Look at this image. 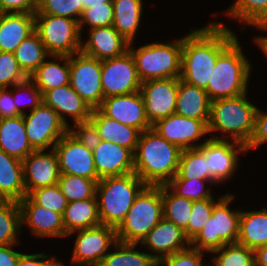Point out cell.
<instances>
[{
  "mask_svg": "<svg viewBox=\"0 0 267 266\" xmlns=\"http://www.w3.org/2000/svg\"><path fill=\"white\" fill-rule=\"evenodd\" d=\"M23 120L29 144L34 150L54 149L55 144L68 132V127L56 111L43 102L29 114L25 113Z\"/></svg>",
  "mask_w": 267,
  "mask_h": 266,
  "instance_id": "cell-12",
  "label": "cell"
},
{
  "mask_svg": "<svg viewBox=\"0 0 267 266\" xmlns=\"http://www.w3.org/2000/svg\"><path fill=\"white\" fill-rule=\"evenodd\" d=\"M235 196L227 193L218 198L212 215L197 236L190 242V246L211 254L213 250L222 248L225 244L237 243L241 209L231 210Z\"/></svg>",
  "mask_w": 267,
  "mask_h": 266,
  "instance_id": "cell-8",
  "label": "cell"
},
{
  "mask_svg": "<svg viewBox=\"0 0 267 266\" xmlns=\"http://www.w3.org/2000/svg\"><path fill=\"white\" fill-rule=\"evenodd\" d=\"M92 153L99 179L134 172V154L125 147L101 141Z\"/></svg>",
  "mask_w": 267,
  "mask_h": 266,
  "instance_id": "cell-23",
  "label": "cell"
},
{
  "mask_svg": "<svg viewBox=\"0 0 267 266\" xmlns=\"http://www.w3.org/2000/svg\"><path fill=\"white\" fill-rule=\"evenodd\" d=\"M88 34L89 39L81 41V51L100 61L118 57L128 51L129 42L112 25L92 28Z\"/></svg>",
  "mask_w": 267,
  "mask_h": 266,
  "instance_id": "cell-24",
  "label": "cell"
},
{
  "mask_svg": "<svg viewBox=\"0 0 267 266\" xmlns=\"http://www.w3.org/2000/svg\"><path fill=\"white\" fill-rule=\"evenodd\" d=\"M90 121L97 128L101 141L113 142L134 154L141 134L139 129L105 116L98 108L93 109Z\"/></svg>",
  "mask_w": 267,
  "mask_h": 266,
  "instance_id": "cell-27",
  "label": "cell"
},
{
  "mask_svg": "<svg viewBox=\"0 0 267 266\" xmlns=\"http://www.w3.org/2000/svg\"><path fill=\"white\" fill-rule=\"evenodd\" d=\"M255 266H267V245L254 250Z\"/></svg>",
  "mask_w": 267,
  "mask_h": 266,
  "instance_id": "cell-57",
  "label": "cell"
},
{
  "mask_svg": "<svg viewBox=\"0 0 267 266\" xmlns=\"http://www.w3.org/2000/svg\"><path fill=\"white\" fill-rule=\"evenodd\" d=\"M17 266H41V253H21Z\"/></svg>",
  "mask_w": 267,
  "mask_h": 266,
  "instance_id": "cell-55",
  "label": "cell"
},
{
  "mask_svg": "<svg viewBox=\"0 0 267 266\" xmlns=\"http://www.w3.org/2000/svg\"><path fill=\"white\" fill-rule=\"evenodd\" d=\"M237 243L255 250L267 245V209L242 211Z\"/></svg>",
  "mask_w": 267,
  "mask_h": 266,
  "instance_id": "cell-32",
  "label": "cell"
},
{
  "mask_svg": "<svg viewBox=\"0 0 267 266\" xmlns=\"http://www.w3.org/2000/svg\"><path fill=\"white\" fill-rule=\"evenodd\" d=\"M39 0H0V13L37 12Z\"/></svg>",
  "mask_w": 267,
  "mask_h": 266,
  "instance_id": "cell-52",
  "label": "cell"
},
{
  "mask_svg": "<svg viewBox=\"0 0 267 266\" xmlns=\"http://www.w3.org/2000/svg\"><path fill=\"white\" fill-rule=\"evenodd\" d=\"M11 88H13L12 96L14 104L17 107V111L21 115H24L26 113L24 110H22L25 107H30L29 109L30 111H32L34 108L38 107L43 102L41 91L29 78L19 84L12 86ZM21 93L27 94V97L25 95L27 101H24L25 99L21 97Z\"/></svg>",
  "mask_w": 267,
  "mask_h": 266,
  "instance_id": "cell-48",
  "label": "cell"
},
{
  "mask_svg": "<svg viewBox=\"0 0 267 266\" xmlns=\"http://www.w3.org/2000/svg\"><path fill=\"white\" fill-rule=\"evenodd\" d=\"M29 77L20 68L13 52L0 51V88H9Z\"/></svg>",
  "mask_w": 267,
  "mask_h": 266,
  "instance_id": "cell-47",
  "label": "cell"
},
{
  "mask_svg": "<svg viewBox=\"0 0 267 266\" xmlns=\"http://www.w3.org/2000/svg\"><path fill=\"white\" fill-rule=\"evenodd\" d=\"M58 185L67 202L96 198V180L71 174H60Z\"/></svg>",
  "mask_w": 267,
  "mask_h": 266,
  "instance_id": "cell-40",
  "label": "cell"
},
{
  "mask_svg": "<svg viewBox=\"0 0 267 266\" xmlns=\"http://www.w3.org/2000/svg\"><path fill=\"white\" fill-rule=\"evenodd\" d=\"M80 2L82 3V12H83V9H88L90 7L97 5H103V3L112 2V0H81Z\"/></svg>",
  "mask_w": 267,
  "mask_h": 266,
  "instance_id": "cell-59",
  "label": "cell"
},
{
  "mask_svg": "<svg viewBox=\"0 0 267 266\" xmlns=\"http://www.w3.org/2000/svg\"><path fill=\"white\" fill-rule=\"evenodd\" d=\"M217 200L207 198L193 201L190 219L187 227L183 230L186 238L191 242L206 224L207 219L212 215V211Z\"/></svg>",
  "mask_w": 267,
  "mask_h": 266,
  "instance_id": "cell-43",
  "label": "cell"
},
{
  "mask_svg": "<svg viewBox=\"0 0 267 266\" xmlns=\"http://www.w3.org/2000/svg\"><path fill=\"white\" fill-rule=\"evenodd\" d=\"M113 4L105 2L103 5H97L88 9H83L78 22L80 34L83 32V27L88 25V30L97 27H107L113 24Z\"/></svg>",
  "mask_w": 267,
  "mask_h": 266,
  "instance_id": "cell-45",
  "label": "cell"
},
{
  "mask_svg": "<svg viewBox=\"0 0 267 266\" xmlns=\"http://www.w3.org/2000/svg\"><path fill=\"white\" fill-rule=\"evenodd\" d=\"M81 0H39L37 12L35 14H49L61 16L69 19H79L82 14Z\"/></svg>",
  "mask_w": 267,
  "mask_h": 266,
  "instance_id": "cell-44",
  "label": "cell"
},
{
  "mask_svg": "<svg viewBox=\"0 0 267 266\" xmlns=\"http://www.w3.org/2000/svg\"><path fill=\"white\" fill-rule=\"evenodd\" d=\"M35 31L49 55L71 56L81 51L82 36L76 20L35 14Z\"/></svg>",
  "mask_w": 267,
  "mask_h": 266,
  "instance_id": "cell-9",
  "label": "cell"
},
{
  "mask_svg": "<svg viewBox=\"0 0 267 266\" xmlns=\"http://www.w3.org/2000/svg\"><path fill=\"white\" fill-rule=\"evenodd\" d=\"M15 245H0V266H17L21 253L12 249Z\"/></svg>",
  "mask_w": 267,
  "mask_h": 266,
  "instance_id": "cell-54",
  "label": "cell"
},
{
  "mask_svg": "<svg viewBox=\"0 0 267 266\" xmlns=\"http://www.w3.org/2000/svg\"><path fill=\"white\" fill-rule=\"evenodd\" d=\"M21 229L18 201L6 200L0 205V245L18 244Z\"/></svg>",
  "mask_w": 267,
  "mask_h": 266,
  "instance_id": "cell-37",
  "label": "cell"
},
{
  "mask_svg": "<svg viewBox=\"0 0 267 266\" xmlns=\"http://www.w3.org/2000/svg\"><path fill=\"white\" fill-rule=\"evenodd\" d=\"M141 81L130 51L102 61L101 85L104 98L140 91Z\"/></svg>",
  "mask_w": 267,
  "mask_h": 266,
  "instance_id": "cell-14",
  "label": "cell"
},
{
  "mask_svg": "<svg viewBox=\"0 0 267 266\" xmlns=\"http://www.w3.org/2000/svg\"><path fill=\"white\" fill-rule=\"evenodd\" d=\"M138 244L117 242L99 266H156L159 262L150 254L136 251Z\"/></svg>",
  "mask_w": 267,
  "mask_h": 266,
  "instance_id": "cell-34",
  "label": "cell"
},
{
  "mask_svg": "<svg viewBox=\"0 0 267 266\" xmlns=\"http://www.w3.org/2000/svg\"><path fill=\"white\" fill-rule=\"evenodd\" d=\"M75 233L77 237L70 260L74 266H99L110 247L118 242L116 229L103 224L76 230L67 236Z\"/></svg>",
  "mask_w": 267,
  "mask_h": 266,
  "instance_id": "cell-10",
  "label": "cell"
},
{
  "mask_svg": "<svg viewBox=\"0 0 267 266\" xmlns=\"http://www.w3.org/2000/svg\"><path fill=\"white\" fill-rule=\"evenodd\" d=\"M252 64L245 58L238 37L218 56L205 89L210 101L248 92Z\"/></svg>",
  "mask_w": 267,
  "mask_h": 266,
  "instance_id": "cell-4",
  "label": "cell"
},
{
  "mask_svg": "<svg viewBox=\"0 0 267 266\" xmlns=\"http://www.w3.org/2000/svg\"><path fill=\"white\" fill-rule=\"evenodd\" d=\"M163 218L162 185H147L116 228L117 240L139 244Z\"/></svg>",
  "mask_w": 267,
  "mask_h": 266,
  "instance_id": "cell-7",
  "label": "cell"
},
{
  "mask_svg": "<svg viewBox=\"0 0 267 266\" xmlns=\"http://www.w3.org/2000/svg\"><path fill=\"white\" fill-rule=\"evenodd\" d=\"M102 61L82 51L70 56V86L92 109H97L103 99L101 85Z\"/></svg>",
  "mask_w": 267,
  "mask_h": 266,
  "instance_id": "cell-11",
  "label": "cell"
},
{
  "mask_svg": "<svg viewBox=\"0 0 267 266\" xmlns=\"http://www.w3.org/2000/svg\"><path fill=\"white\" fill-rule=\"evenodd\" d=\"M139 244L152 251L150 254L160 262L170 254L187 249L190 241L180 227L163 217Z\"/></svg>",
  "mask_w": 267,
  "mask_h": 266,
  "instance_id": "cell-21",
  "label": "cell"
},
{
  "mask_svg": "<svg viewBox=\"0 0 267 266\" xmlns=\"http://www.w3.org/2000/svg\"><path fill=\"white\" fill-rule=\"evenodd\" d=\"M62 222L67 234L100 225L97 198L68 202Z\"/></svg>",
  "mask_w": 267,
  "mask_h": 266,
  "instance_id": "cell-33",
  "label": "cell"
},
{
  "mask_svg": "<svg viewBox=\"0 0 267 266\" xmlns=\"http://www.w3.org/2000/svg\"><path fill=\"white\" fill-rule=\"evenodd\" d=\"M9 90V91H8ZM21 115L14 104L12 89L0 88V119Z\"/></svg>",
  "mask_w": 267,
  "mask_h": 266,
  "instance_id": "cell-53",
  "label": "cell"
},
{
  "mask_svg": "<svg viewBox=\"0 0 267 266\" xmlns=\"http://www.w3.org/2000/svg\"><path fill=\"white\" fill-rule=\"evenodd\" d=\"M55 61H45L29 76L43 95L46 91L69 84L70 56L49 55ZM62 62L63 65H61Z\"/></svg>",
  "mask_w": 267,
  "mask_h": 266,
  "instance_id": "cell-29",
  "label": "cell"
},
{
  "mask_svg": "<svg viewBox=\"0 0 267 266\" xmlns=\"http://www.w3.org/2000/svg\"><path fill=\"white\" fill-rule=\"evenodd\" d=\"M28 196L37 205L50 209L61 215L68 203L58 184L33 190Z\"/></svg>",
  "mask_w": 267,
  "mask_h": 266,
  "instance_id": "cell-46",
  "label": "cell"
},
{
  "mask_svg": "<svg viewBox=\"0 0 267 266\" xmlns=\"http://www.w3.org/2000/svg\"><path fill=\"white\" fill-rule=\"evenodd\" d=\"M181 151L152 128L145 130L134 152V173L146 185H167L177 174Z\"/></svg>",
  "mask_w": 267,
  "mask_h": 266,
  "instance_id": "cell-2",
  "label": "cell"
},
{
  "mask_svg": "<svg viewBox=\"0 0 267 266\" xmlns=\"http://www.w3.org/2000/svg\"><path fill=\"white\" fill-rule=\"evenodd\" d=\"M267 142V112L257 107L254 123V131L249 143L246 145L247 152L260 148L261 144ZM251 149V150H250Z\"/></svg>",
  "mask_w": 267,
  "mask_h": 266,
  "instance_id": "cell-51",
  "label": "cell"
},
{
  "mask_svg": "<svg viewBox=\"0 0 267 266\" xmlns=\"http://www.w3.org/2000/svg\"><path fill=\"white\" fill-rule=\"evenodd\" d=\"M0 195L5 200L20 201L27 194L22 161L0 149Z\"/></svg>",
  "mask_w": 267,
  "mask_h": 266,
  "instance_id": "cell-30",
  "label": "cell"
},
{
  "mask_svg": "<svg viewBox=\"0 0 267 266\" xmlns=\"http://www.w3.org/2000/svg\"><path fill=\"white\" fill-rule=\"evenodd\" d=\"M248 100L246 92L211 102L208 133L220 131L224 135L221 138L214 135L211 139L226 140V135L245 146L249 143L254 131L257 106Z\"/></svg>",
  "mask_w": 267,
  "mask_h": 266,
  "instance_id": "cell-3",
  "label": "cell"
},
{
  "mask_svg": "<svg viewBox=\"0 0 267 266\" xmlns=\"http://www.w3.org/2000/svg\"><path fill=\"white\" fill-rule=\"evenodd\" d=\"M0 149L20 161L34 151L27 138L23 115L0 119Z\"/></svg>",
  "mask_w": 267,
  "mask_h": 266,
  "instance_id": "cell-28",
  "label": "cell"
},
{
  "mask_svg": "<svg viewBox=\"0 0 267 266\" xmlns=\"http://www.w3.org/2000/svg\"><path fill=\"white\" fill-rule=\"evenodd\" d=\"M256 28H258V30L260 31H267V21L266 22H262L258 25L255 26ZM254 38V41H256L255 45H258V47L261 49V51H263V53L265 54V56L267 57V36H258Z\"/></svg>",
  "mask_w": 267,
  "mask_h": 266,
  "instance_id": "cell-56",
  "label": "cell"
},
{
  "mask_svg": "<svg viewBox=\"0 0 267 266\" xmlns=\"http://www.w3.org/2000/svg\"><path fill=\"white\" fill-rule=\"evenodd\" d=\"M205 251L197 250L191 246L187 249L170 254L159 262V266H212L202 262Z\"/></svg>",
  "mask_w": 267,
  "mask_h": 266,
  "instance_id": "cell-49",
  "label": "cell"
},
{
  "mask_svg": "<svg viewBox=\"0 0 267 266\" xmlns=\"http://www.w3.org/2000/svg\"><path fill=\"white\" fill-rule=\"evenodd\" d=\"M199 148L206 155L208 161V180L213 181L217 186L234 176L233 173L236 172L239 165V153L247 154L244 144L227 139L209 138Z\"/></svg>",
  "mask_w": 267,
  "mask_h": 266,
  "instance_id": "cell-13",
  "label": "cell"
},
{
  "mask_svg": "<svg viewBox=\"0 0 267 266\" xmlns=\"http://www.w3.org/2000/svg\"><path fill=\"white\" fill-rule=\"evenodd\" d=\"M112 4V26L127 42L133 43L144 11L143 0H112Z\"/></svg>",
  "mask_w": 267,
  "mask_h": 266,
  "instance_id": "cell-31",
  "label": "cell"
},
{
  "mask_svg": "<svg viewBox=\"0 0 267 266\" xmlns=\"http://www.w3.org/2000/svg\"><path fill=\"white\" fill-rule=\"evenodd\" d=\"M43 103L53 108L60 120L69 128L66 115L71 116L73 123L90 120L93 109L70 86L63 85L46 91L42 95Z\"/></svg>",
  "mask_w": 267,
  "mask_h": 266,
  "instance_id": "cell-22",
  "label": "cell"
},
{
  "mask_svg": "<svg viewBox=\"0 0 267 266\" xmlns=\"http://www.w3.org/2000/svg\"><path fill=\"white\" fill-rule=\"evenodd\" d=\"M59 260H56V257H50L46 253H41V266H64Z\"/></svg>",
  "mask_w": 267,
  "mask_h": 266,
  "instance_id": "cell-58",
  "label": "cell"
},
{
  "mask_svg": "<svg viewBox=\"0 0 267 266\" xmlns=\"http://www.w3.org/2000/svg\"><path fill=\"white\" fill-rule=\"evenodd\" d=\"M6 200L0 195V205H2Z\"/></svg>",
  "mask_w": 267,
  "mask_h": 266,
  "instance_id": "cell-60",
  "label": "cell"
},
{
  "mask_svg": "<svg viewBox=\"0 0 267 266\" xmlns=\"http://www.w3.org/2000/svg\"><path fill=\"white\" fill-rule=\"evenodd\" d=\"M20 68L29 77L48 57L39 34L34 31L13 52Z\"/></svg>",
  "mask_w": 267,
  "mask_h": 266,
  "instance_id": "cell-35",
  "label": "cell"
},
{
  "mask_svg": "<svg viewBox=\"0 0 267 266\" xmlns=\"http://www.w3.org/2000/svg\"><path fill=\"white\" fill-rule=\"evenodd\" d=\"M21 212V227L24 223L36 237H60L67 239L62 215L37 205L28 195L18 201Z\"/></svg>",
  "mask_w": 267,
  "mask_h": 266,
  "instance_id": "cell-20",
  "label": "cell"
},
{
  "mask_svg": "<svg viewBox=\"0 0 267 266\" xmlns=\"http://www.w3.org/2000/svg\"><path fill=\"white\" fill-rule=\"evenodd\" d=\"M68 132L91 151L101 142L99 132L90 120L74 123V126H69Z\"/></svg>",
  "mask_w": 267,
  "mask_h": 266,
  "instance_id": "cell-50",
  "label": "cell"
},
{
  "mask_svg": "<svg viewBox=\"0 0 267 266\" xmlns=\"http://www.w3.org/2000/svg\"><path fill=\"white\" fill-rule=\"evenodd\" d=\"M236 38L235 32L218 21L182 37L180 79L205 90L218 56Z\"/></svg>",
  "mask_w": 267,
  "mask_h": 266,
  "instance_id": "cell-1",
  "label": "cell"
},
{
  "mask_svg": "<svg viewBox=\"0 0 267 266\" xmlns=\"http://www.w3.org/2000/svg\"><path fill=\"white\" fill-rule=\"evenodd\" d=\"M211 101L206 90L190 85L179 78L175 113L207 125Z\"/></svg>",
  "mask_w": 267,
  "mask_h": 266,
  "instance_id": "cell-26",
  "label": "cell"
},
{
  "mask_svg": "<svg viewBox=\"0 0 267 266\" xmlns=\"http://www.w3.org/2000/svg\"><path fill=\"white\" fill-rule=\"evenodd\" d=\"M224 14L255 27L267 21V0H235Z\"/></svg>",
  "mask_w": 267,
  "mask_h": 266,
  "instance_id": "cell-38",
  "label": "cell"
},
{
  "mask_svg": "<svg viewBox=\"0 0 267 266\" xmlns=\"http://www.w3.org/2000/svg\"><path fill=\"white\" fill-rule=\"evenodd\" d=\"M213 181L202 179H172L167 186L178 196L193 201L213 198L212 190L206 185ZM206 184V185H205Z\"/></svg>",
  "mask_w": 267,
  "mask_h": 266,
  "instance_id": "cell-42",
  "label": "cell"
},
{
  "mask_svg": "<svg viewBox=\"0 0 267 266\" xmlns=\"http://www.w3.org/2000/svg\"><path fill=\"white\" fill-rule=\"evenodd\" d=\"M146 186L134 172L101 178L96 187L101 224L116 229Z\"/></svg>",
  "mask_w": 267,
  "mask_h": 266,
  "instance_id": "cell-5",
  "label": "cell"
},
{
  "mask_svg": "<svg viewBox=\"0 0 267 266\" xmlns=\"http://www.w3.org/2000/svg\"><path fill=\"white\" fill-rule=\"evenodd\" d=\"M98 109L105 116L139 129L141 132L152 128L146 116L144 100L140 91L106 97Z\"/></svg>",
  "mask_w": 267,
  "mask_h": 266,
  "instance_id": "cell-18",
  "label": "cell"
},
{
  "mask_svg": "<svg viewBox=\"0 0 267 266\" xmlns=\"http://www.w3.org/2000/svg\"><path fill=\"white\" fill-rule=\"evenodd\" d=\"M152 129L169 143L175 144L181 150L197 148L203 142L196 143L208 133V125L202 120H195L176 113L158 120Z\"/></svg>",
  "mask_w": 267,
  "mask_h": 266,
  "instance_id": "cell-16",
  "label": "cell"
},
{
  "mask_svg": "<svg viewBox=\"0 0 267 266\" xmlns=\"http://www.w3.org/2000/svg\"><path fill=\"white\" fill-rule=\"evenodd\" d=\"M34 150L23 161V179L26 194L31 191L58 184L60 172L54 149Z\"/></svg>",
  "mask_w": 267,
  "mask_h": 266,
  "instance_id": "cell-19",
  "label": "cell"
},
{
  "mask_svg": "<svg viewBox=\"0 0 267 266\" xmlns=\"http://www.w3.org/2000/svg\"><path fill=\"white\" fill-rule=\"evenodd\" d=\"M128 50L134 58L141 82L151 79L180 78L182 62V38L162 43L154 42Z\"/></svg>",
  "mask_w": 267,
  "mask_h": 266,
  "instance_id": "cell-6",
  "label": "cell"
},
{
  "mask_svg": "<svg viewBox=\"0 0 267 266\" xmlns=\"http://www.w3.org/2000/svg\"><path fill=\"white\" fill-rule=\"evenodd\" d=\"M179 78L151 79L141 83L140 92L150 124L175 113Z\"/></svg>",
  "mask_w": 267,
  "mask_h": 266,
  "instance_id": "cell-15",
  "label": "cell"
},
{
  "mask_svg": "<svg viewBox=\"0 0 267 266\" xmlns=\"http://www.w3.org/2000/svg\"><path fill=\"white\" fill-rule=\"evenodd\" d=\"M35 31V14L0 13V51L14 52Z\"/></svg>",
  "mask_w": 267,
  "mask_h": 266,
  "instance_id": "cell-25",
  "label": "cell"
},
{
  "mask_svg": "<svg viewBox=\"0 0 267 266\" xmlns=\"http://www.w3.org/2000/svg\"><path fill=\"white\" fill-rule=\"evenodd\" d=\"M212 266H255L254 250L239 243L225 244L211 252Z\"/></svg>",
  "mask_w": 267,
  "mask_h": 266,
  "instance_id": "cell-41",
  "label": "cell"
},
{
  "mask_svg": "<svg viewBox=\"0 0 267 266\" xmlns=\"http://www.w3.org/2000/svg\"><path fill=\"white\" fill-rule=\"evenodd\" d=\"M60 174H71L100 180L94 164L93 153L67 132L54 146Z\"/></svg>",
  "mask_w": 267,
  "mask_h": 266,
  "instance_id": "cell-17",
  "label": "cell"
},
{
  "mask_svg": "<svg viewBox=\"0 0 267 266\" xmlns=\"http://www.w3.org/2000/svg\"><path fill=\"white\" fill-rule=\"evenodd\" d=\"M195 178L208 180V161L199 147L181 151L177 174L172 179Z\"/></svg>",
  "mask_w": 267,
  "mask_h": 266,
  "instance_id": "cell-39",
  "label": "cell"
},
{
  "mask_svg": "<svg viewBox=\"0 0 267 266\" xmlns=\"http://www.w3.org/2000/svg\"><path fill=\"white\" fill-rule=\"evenodd\" d=\"M163 217L184 230L190 219L193 200L180 197L162 185Z\"/></svg>",
  "mask_w": 267,
  "mask_h": 266,
  "instance_id": "cell-36",
  "label": "cell"
}]
</instances>
